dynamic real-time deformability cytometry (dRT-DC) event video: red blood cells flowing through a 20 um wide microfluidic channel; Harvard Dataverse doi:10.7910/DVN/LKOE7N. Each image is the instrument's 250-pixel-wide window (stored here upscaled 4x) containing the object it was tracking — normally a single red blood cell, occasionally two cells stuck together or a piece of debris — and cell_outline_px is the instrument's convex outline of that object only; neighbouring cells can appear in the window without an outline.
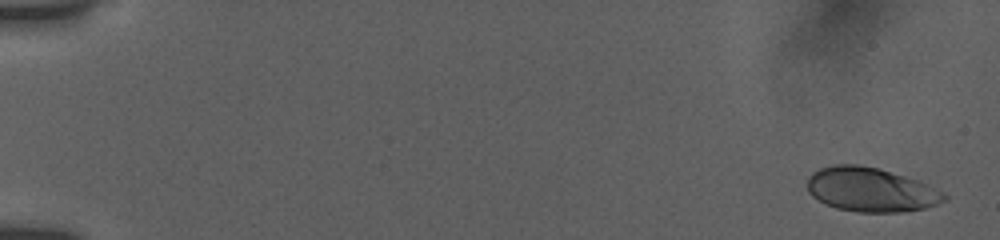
{"species": "human", "species_latin": "Homo sapiens", "temperature_condition": "room temperature", "stored_images_in_passage": 16, "camera_frame_rate_fps": 3000, "um_per_image_px": 0.085, "donor": {"sex": "female"}, "frame": {"image": 1, "passage_image": 1, "time_ms": 0.0, "image_size_px": [1000, 240], "cell_outline_px": [[948, 196], [944, 200], [936, 204], [924, 208], [900, 212], [860, 212], [836, 208], [812, 196], [808, 192], [808, 176], [812, 172], [820, 168], [832, 164], [856, 164], [880, 168], [920, 180], [944, 192]], "centroid_in_image_um": [74.03, 16.1], "position_along_channel_um": 11.0, "area_um2": 35.37}}
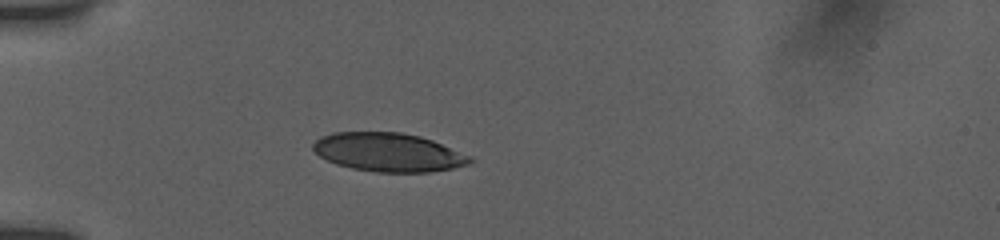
{"frame": {"image": 2, "passage_image": 12, "time_ms": 5.0, "image_size_px": [1000, 240], "cell_outline_px": [[476, 160], [468, 164], [452, 168], [428, 172], [376, 172], [352, 168], [336, 164], [320, 156], [312, 148], [312, 144], [320, 136], [332, 132], [400, 132], [420, 136], [432, 140], [472, 156]], "centroid_in_image_um": [33.02, 12.94], "position_along_channel_um": 52.0, "area_um2": 35.37}}
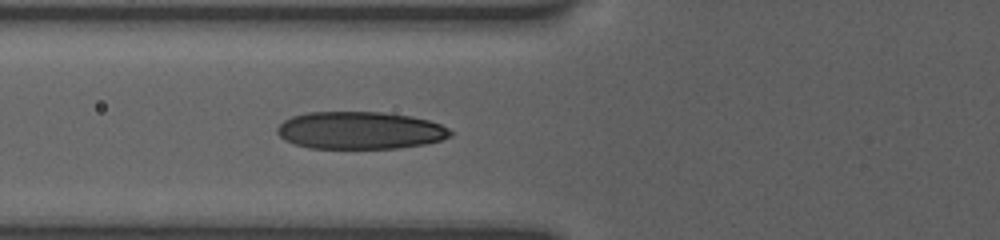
{"frame": {"image": 3, "passage_image": 16, "time_ms": 6.667, "image_size_px": [1000, 240], "cell_outline_px": [[456, 132], [452, 136], [428, 144], [400, 148], [308, 148], [284, 140], [276, 132], [276, 128], [284, 120], [292, 116], [308, 112], [380, 112], [412, 116], [428, 120], [440, 124]], "centroid_in_image_um": [30.63, 11.08], "position_along_channel_um": 95.2, "area_um2": 38.09}}